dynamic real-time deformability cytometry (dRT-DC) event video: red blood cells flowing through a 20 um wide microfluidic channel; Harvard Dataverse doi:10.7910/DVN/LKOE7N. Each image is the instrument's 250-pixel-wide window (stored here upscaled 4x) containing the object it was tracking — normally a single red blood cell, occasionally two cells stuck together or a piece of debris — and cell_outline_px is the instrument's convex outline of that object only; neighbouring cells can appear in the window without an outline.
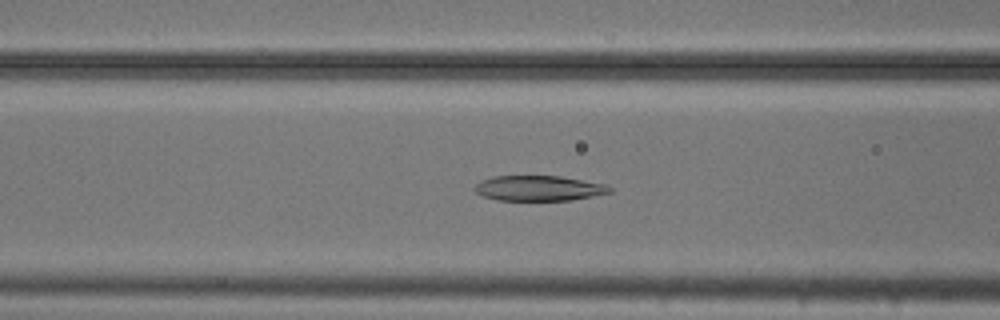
{"species": "common noctule bat (a hibernating species)", "species_latin": "Nyctalus noctula", "temperature_condition": "cold", "stored_images_in_passage": 54, "camera_frame_rate_fps": 3000, "um_per_image_px": 0.085, "animal": {"sex": "male", "body_mass_g": 20.5, "forearm_length_mm": 52.5}, "frame": {"image": 1, "passage_image": 21, "time_ms": 6.667, "image_size_px": [1000, 320], "cell_outline_px": [[612, 192], [572, 200], [496, 200], [484, 196], [476, 192], [476, 184], [492, 176], [560, 176], [604, 184], [612, 188]], "centroid_in_image_um": [45.82, 16.0], "position_along_channel_um": 120.8, "area_um2": 19.59}}
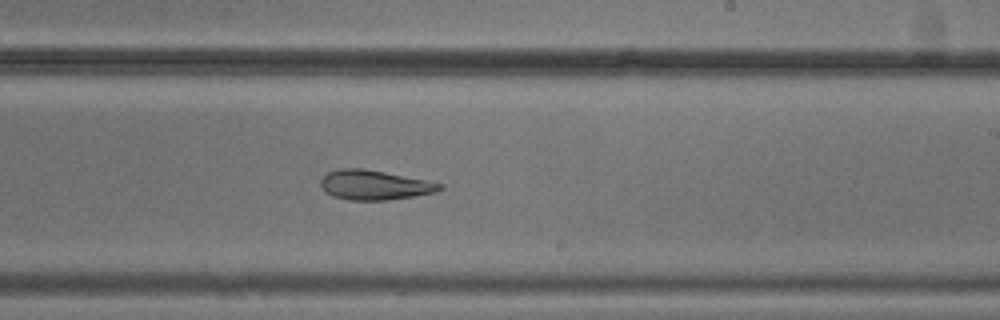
{"frame": {"image": 2, "passage_image": 32, "time_ms": 10.333, "image_size_px": [1000, 320], "cell_outline_px": [[444, 188], [436, 192], [388, 200], [348, 200], [332, 196], [324, 192], [320, 184], [320, 180], [328, 172], [340, 168], [364, 168], [444, 184]], "centroid_in_image_um": [31.79, 15.73], "position_along_channel_um": 257.2, "area_um2": 20.52}}
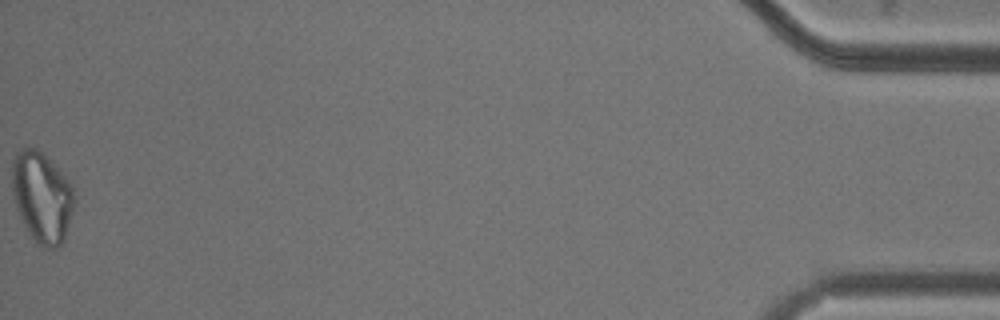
{"frame": {"image": 3, "passage_image": 54, "time_ms": 17.667, "image_size_px": [1000, 320], "cell_outline_px": [[76, 200], [64, 240], [56, 248], [48, 248], [40, 244], [32, 236], [24, 224], [16, 208], [12, 192], [12, 156], [16, 152], [24, 148], [36, 148], [44, 152], [48, 156], [72, 184]], "centroid_in_image_um": [3.58, 16.69], "position_along_channel_um": 431.6, "area_um2": 33.06}, "authors_computed_cell_mechanics": {"area_um2": 24.9118, "velocity_mm_per_s": 3.719, "shape_relaxation_time_tau1_ms": null, "shape_relaxation_time_tau2_ms": 1.7152, "deformation_change_tau1": null, "deformation_change_tau2": 0.0852}}